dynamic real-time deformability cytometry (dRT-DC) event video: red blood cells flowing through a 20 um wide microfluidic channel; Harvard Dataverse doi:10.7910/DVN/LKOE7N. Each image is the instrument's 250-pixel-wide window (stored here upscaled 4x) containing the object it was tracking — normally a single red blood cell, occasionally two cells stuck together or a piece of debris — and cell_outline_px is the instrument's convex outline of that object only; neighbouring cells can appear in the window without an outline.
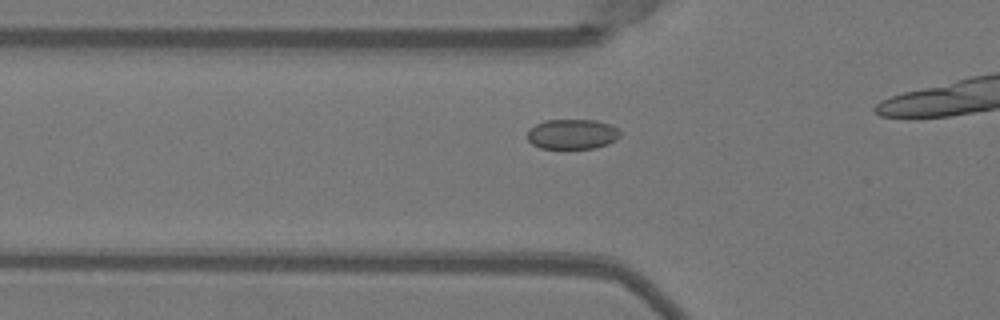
{"species": "Egyptian fruit bat (a non-hibernating species)", "species_latin": "Rousettus aegyptiacus", "temperature_condition": "warm", "stored_images_in_passage": 28, "camera_frame_rate_fps": 3000, "um_per_image_px": 0.085, "animal": {"sex": "female"}, "frame": {"image": 1, "passage_image": 13, "time_ms": 4.0, "image_size_px": [1000, 320], "cell_outline_px": [[620, 136], [616, 140], [608, 144], [596, 148], [540, 148], [532, 144], [528, 140], [528, 128], [544, 120], [596, 120], [612, 124], [620, 132]], "centroid_in_image_um": [48.65, 11.39], "position_along_channel_um": 77.2, "area_um2": 16.36}}
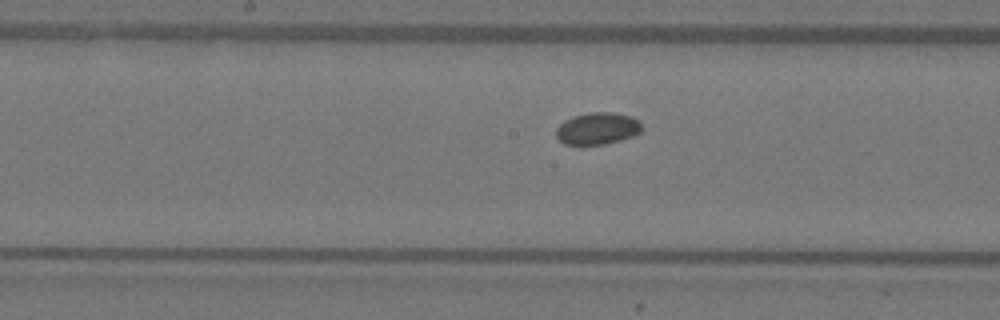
{"frame": {"image": 2, "passage_image": 22, "time_ms": 7.0, "image_size_px": [1000, 320], "cell_outline_px": [[644, 128], [640, 132], [632, 136], [620, 140], [600, 144], [564, 144], [556, 136], [556, 128], [564, 120], [572, 116], [588, 112], [612, 112], [632, 116], [640, 120]], "centroid_in_image_um": [50.81, 10.89], "position_along_channel_um": 197.4, "area_um2": 16.07}}
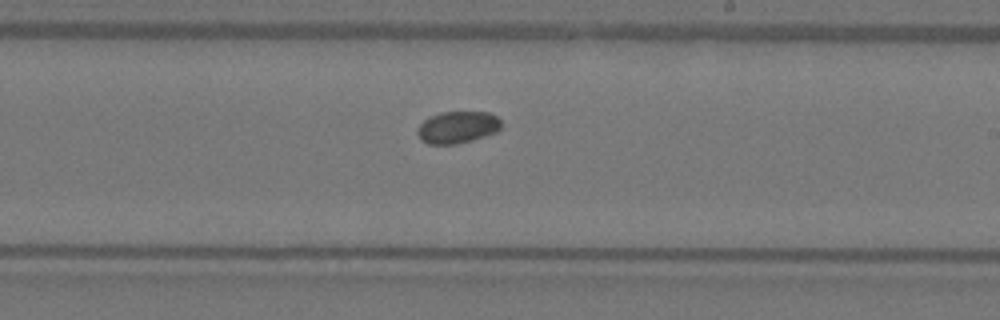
{"frame": {"image": 3, "passage_image": 26, "time_ms": 8.333, "image_size_px": [1000, 320], "cell_outline_px": [[500, 128], [496, 132], [472, 140], [456, 144], [428, 144], [420, 140], [416, 132], [416, 128], [428, 116], [440, 112], [488, 112], [496, 116], [500, 120]], "centroid_in_image_um": [38.83, 10.81], "position_along_channel_um": 250.2, "area_um2": 15.72}}